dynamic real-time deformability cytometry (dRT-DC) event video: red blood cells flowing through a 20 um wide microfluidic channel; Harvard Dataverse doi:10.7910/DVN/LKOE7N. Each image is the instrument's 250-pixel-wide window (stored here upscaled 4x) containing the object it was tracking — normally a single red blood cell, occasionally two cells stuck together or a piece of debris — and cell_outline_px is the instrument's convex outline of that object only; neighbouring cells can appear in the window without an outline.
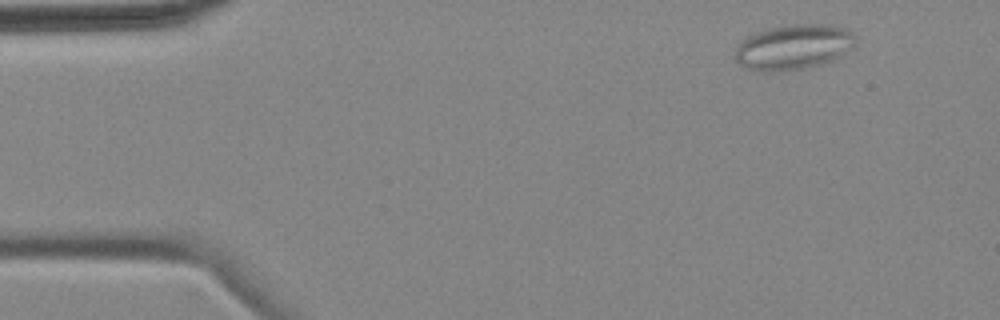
{"species": "common noctule bat (a hibernating species)", "species_latin": "Nyctalus noctula", "temperature_condition": "cold", "stored_images_in_passage": 3, "camera_frame_rate_fps": 3000, "um_per_image_px": 0.085, "animal": {"sex": "female", "body_mass_g": 18.4}, "frame": {"image": 1, "passage_image": 1, "time_ms": 0.0, "image_size_px": [1000, 320], "cell_outline_px": [[856, 40], [840, 56], [832, 60], [820, 64], [800, 68], [748, 68], [740, 64], [736, 60], [736, 48], [748, 36], [756, 32], [772, 28], [792, 24], [828, 24], [844, 28], [852, 32], [856, 36]], "centroid_in_image_um": [67.5, 3.93], "position_along_channel_um": 17.5, "area_um2": 30.17}}